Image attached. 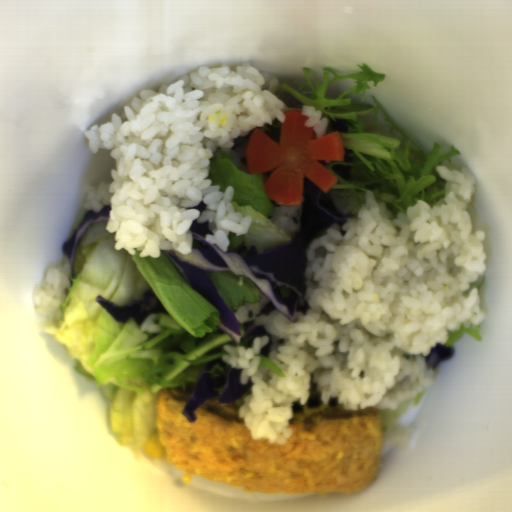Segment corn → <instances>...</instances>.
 Listing matches in <instances>:
<instances>
[{
    "instance_id": "51d56268",
    "label": "corn",
    "mask_w": 512,
    "mask_h": 512,
    "mask_svg": "<svg viewBox=\"0 0 512 512\" xmlns=\"http://www.w3.org/2000/svg\"><path fill=\"white\" fill-rule=\"evenodd\" d=\"M142 452L151 459L165 458V448L160 444L159 435L151 432L142 447Z\"/></svg>"
}]
</instances>
